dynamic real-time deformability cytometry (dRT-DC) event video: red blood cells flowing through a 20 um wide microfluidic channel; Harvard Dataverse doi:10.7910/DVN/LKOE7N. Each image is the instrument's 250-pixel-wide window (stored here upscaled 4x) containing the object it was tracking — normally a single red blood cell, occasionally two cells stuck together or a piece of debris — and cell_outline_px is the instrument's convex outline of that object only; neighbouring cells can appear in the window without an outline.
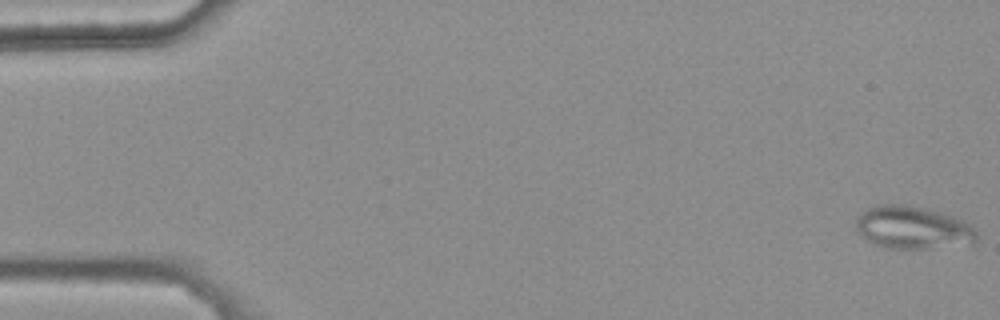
{"species": "common noctule bat (a hibernating species)", "species_latin": "Nyctalus noctula", "temperature_condition": "warm", "stored_images_in_passage": 47, "camera_frame_rate_fps": 3000, "um_per_image_px": 0.085, "animal": {"sex": "female", "body_mass_g": 25.1}, "frame": {"image": 1, "passage_image": 1, "time_ms": 0.0, "image_size_px": [1000, 320], "cell_outline_px": [[980, 236], [976, 244], [928, 248], [884, 248], [872, 244], [864, 240], [856, 232], [856, 220], [868, 208], [876, 204], [904, 204], [924, 208], [940, 212], [964, 220]], "centroid_in_image_um": [77.59, 19.36], "position_along_channel_um": 7.4, "area_um2": 30.46}}
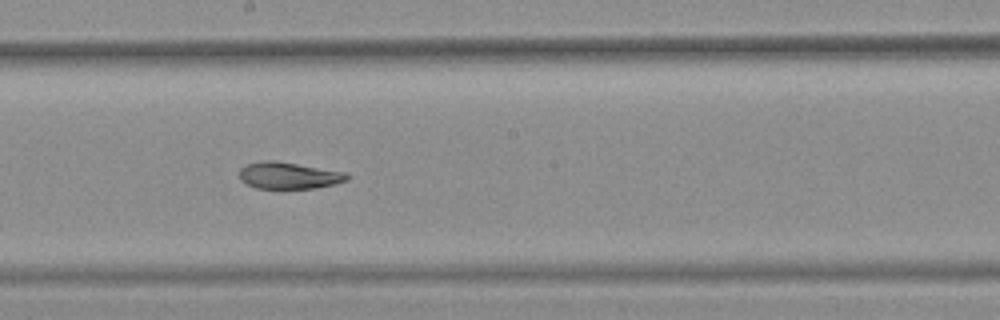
{"frame": {"image": 2, "passage_image": 30, "time_ms": 9.667, "image_size_px": [1000, 320], "cell_outline_px": [[348, 180], [336, 184], [316, 188], [256, 188], [240, 180], [240, 168], [244, 164], [264, 160], [276, 160], [348, 172]], "centroid_in_image_um": [24.56, 14.9], "position_along_channel_um": 223.6, "area_um2": 16.99}}
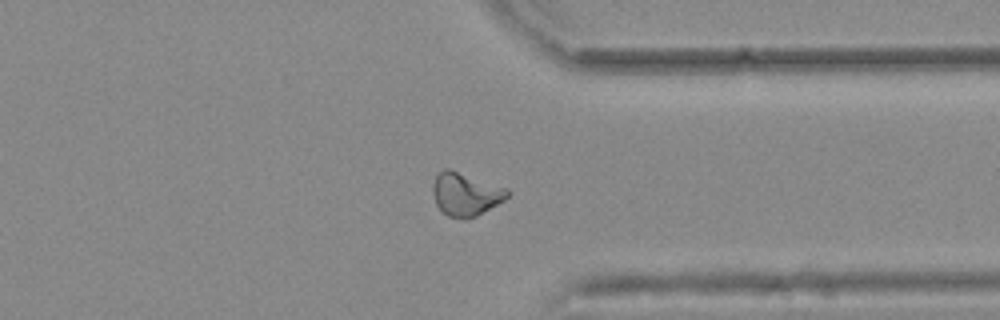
{"frame": {"image": 3, "passage_image": 42, "time_ms": 13.667, "image_size_px": [1000, 320], "cell_outline_px": [[512, 192], [504, 200], [476, 216], [448, 216], [436, 204], [432, 192], [432, 184], [436, 176], [444, 168], [448, 168], [508, 188]], "centroid_in_image_um": [39.59, 16.46], "position_along_channel_um": 371.8, "area_um2": 18.38}, "authors_computed_cell_mechanics": {"area_um2": 18.1492, "velocity_mm_per_s": 3.751, "shape_relaxation_time_tau1_ms": null, "shape_relaxation_time_tau2_ms": 3.8608, "deformation_change_tau1": null, "deformation_change_tau2": 0.0864}}